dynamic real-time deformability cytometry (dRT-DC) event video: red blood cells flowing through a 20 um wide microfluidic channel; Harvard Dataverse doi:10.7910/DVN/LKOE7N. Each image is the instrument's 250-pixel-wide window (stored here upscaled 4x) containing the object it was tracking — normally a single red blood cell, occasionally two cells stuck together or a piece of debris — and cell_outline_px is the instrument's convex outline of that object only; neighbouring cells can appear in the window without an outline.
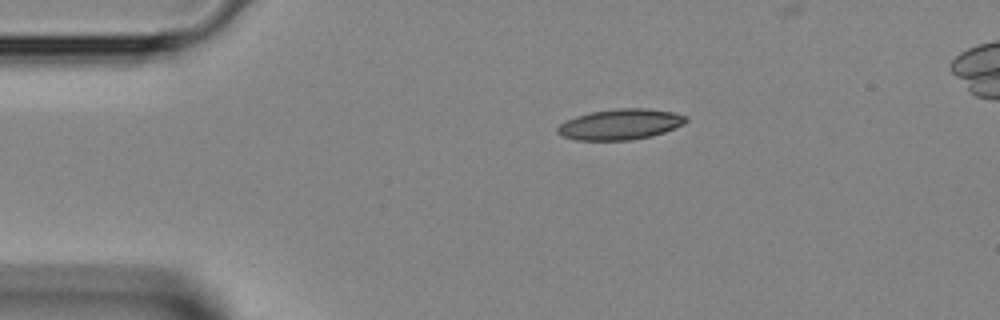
{"species": "Egyptian fruit bat (a non-hibernating species)", "species_latin": "Rousettus aegyptiacus", "temperature_condition": "room temperature", "stored_images_in_passage": 37, "camera_frame_rate_fps": 3000, "um_per_image_px": 0.085, "animal": {"sex": "female"}, "frame": {"image": 1, "passage_image": 1, "time_ms": 0.0, "image_size_px": [1000, 320], "cell_outline_px": [[688, 120], [684, 124], [664, 132], [652, 136], [632, 140], [576, 140], [560, 136], [556, 132], [556, 128], [560, 124], [576, 116], [592, 112], [620, 108], [648, 108], [672, 112], [688, 116]], "centroid_in_image_um": [52.73, 10.57], "position_along_channel_um": 32.3, "area_um2": 23.0}}
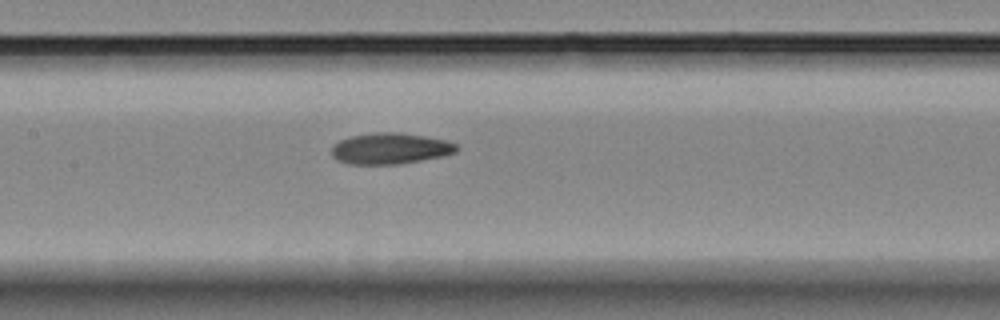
{"frame": {"image": 2, "passage_image": 13, "time_ms": 4.0, "image_size_px": [1000, 320], "cell_outline_px": [[460, 148], [456, 152], [444, 156], [400, 164], [348, 164], [336, 160], [332, 156], [332, 144], [340, 140], [352, 136], [376, 132], [396, 132], [424, 136], [444, 140], [456, 144]], "centroid_in_image_um": [33.16, 12.63], "position_along_channel_um": 174.2, "area_um2": 22.72}}
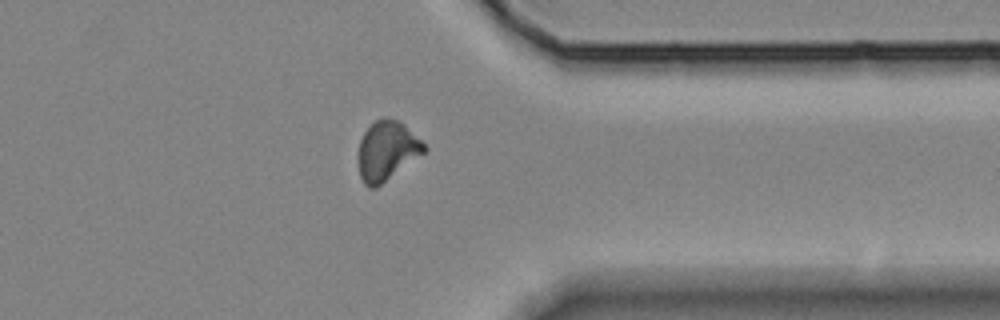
{"frame": {"image": 3, "passage_image": 27, "time_ms": 8.667, "image_size_px": [1000, 320], "cell_outline_px": [[428, 148], [424, 152], [376, 188], [368, 188], [364, 184], [360, 176], [356, 156], [360, 140], [364, 132], [376, 120], [384, 116], [396, 120], [404, 124]], "centroid_in_image_um": [32.83, 12.82], "position_along_channel_um": 378.6, "area_um2": 22.72}}